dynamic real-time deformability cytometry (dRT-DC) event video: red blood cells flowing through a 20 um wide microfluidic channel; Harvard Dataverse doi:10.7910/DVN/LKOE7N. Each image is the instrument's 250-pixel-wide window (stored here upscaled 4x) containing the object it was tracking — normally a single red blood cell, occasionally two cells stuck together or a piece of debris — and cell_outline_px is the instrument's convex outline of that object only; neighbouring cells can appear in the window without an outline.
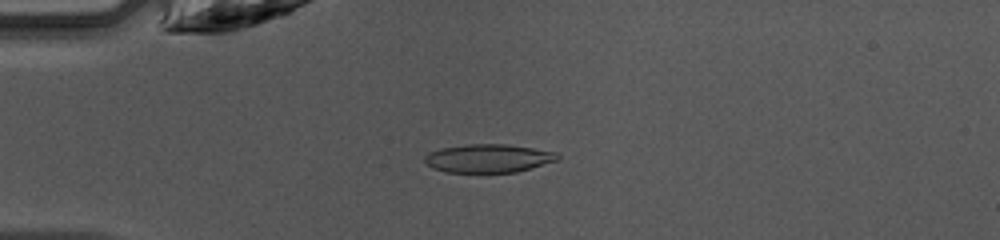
{"species": "common noctule bat (a hibernating species)", "species_latin": "Nyctalus noctula", "temperature_condition": "warm", "stored_images_in_passage": 38, "camera_frame_rate_fps": 3000, "um_per_image_px": 0.085, "animal": {"sex": "female", "body_mass_g": 10.0, "forearm_length_mm": 53.1}, "frame": {"image": 1, "passage_image": 3, "time_ms": 0.667, "image_size_px": [1000, 240], "cell_outline_px": [[560, 156], [556, 160], [516, 172], [444, 172], [432, 168], [424, 164], [424, 156], [440, 148], [464, 144], [508, 144], [556, 152]], "centroid_in_image_um": [41.45, 13.45], "position_along_channel_um": 43.6, "area_um2": 21.91}}
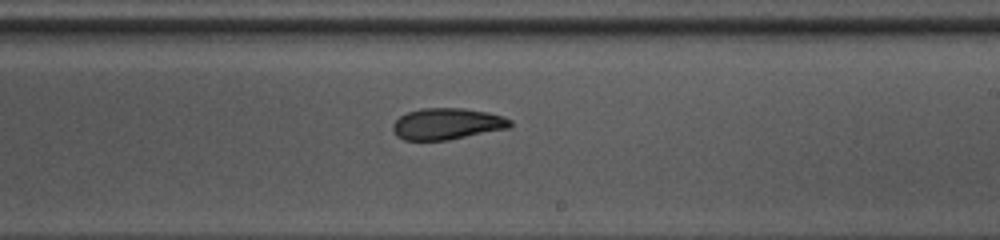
{"frame": {"image": 2, "passage_image": 19, "time_ms": 6.0, "image_size_px": [1000, 240], "cell_outline_px": [[512, 124], [508, 128], [448, 140], [404, 140], [396, 136], [392, 128], [392, 124], [400, 116], [408, 112], [420, 108], [464, 108], [488, 112], [504, 116], [512, 120]], "centroid_in_image_um": [37.99, 10.52], "position_along_channel_um": 251.0, "area_um2": 21.56}}
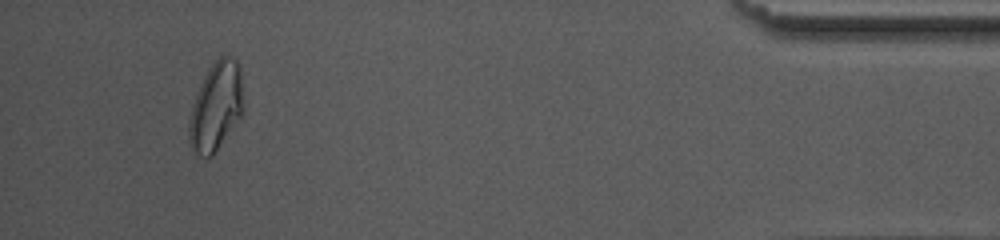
{"frame": {"image": 3, "passage_image": 35, "time_ms": 11.333, "image_size_px": [1000, 240], "cell_outline_px": [[244, 108], [240, 116], [212, 156], [200, 156], [192, 148], [188, 140], [188, 120], [192, 104], [200, 84], [208, 68], [220, 56], [232, 56], [240, 64], [244, 104]], "centroid_in_image_um": [18.36, 9.01], "position_along_channel_um": 416.8, "area_um2": 28.03}, "authors_computed_cell_mechanics": {"area_um2": 22.0507, "velocity_mm_per_s": 4.2509, "shape_relaxation_time_tau1_ms": 7.8984, "shape_relaxation_time_tau2_ms": 3.4167, "deformation_change_tau1": 0.201, "deformation_change_tau2": 0.0614}}